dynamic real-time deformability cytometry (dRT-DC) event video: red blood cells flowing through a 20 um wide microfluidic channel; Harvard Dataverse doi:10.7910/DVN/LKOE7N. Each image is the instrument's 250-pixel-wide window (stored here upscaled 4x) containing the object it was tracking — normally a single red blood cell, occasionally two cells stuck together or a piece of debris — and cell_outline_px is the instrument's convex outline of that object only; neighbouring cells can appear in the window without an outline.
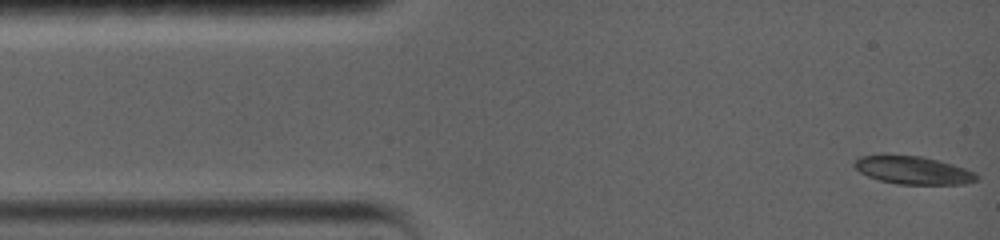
{"species": "common noctule bat (a hibernating species)", "species_latin": "Nyctalus noctula", "temperature_condition": "warm", "stored_images_in_passage": 33, "camera_frame_rate_fps": 5000, "um_per_image_px": 0.085, "animal": {"sex": "female", "body_mass_g": 19.0, "forearm_length_mm": 56.7}, "frame": {"image": 1, "passage_image": 1, "time_ms": 0.0, "image_size_px": [1000, 240], "cell_outline_px": [[980, 176], [976, 180], [964, 184], [896, 184], [880, 180], [868, 176], [860, 172], [852, 164], [860, 156], [920, 156], [952, 164], [964, 168]], "centroid_in_image_um": [77.61, 14.49], "position_along_channel_um": 7.4, "area_um2": 19.42}}
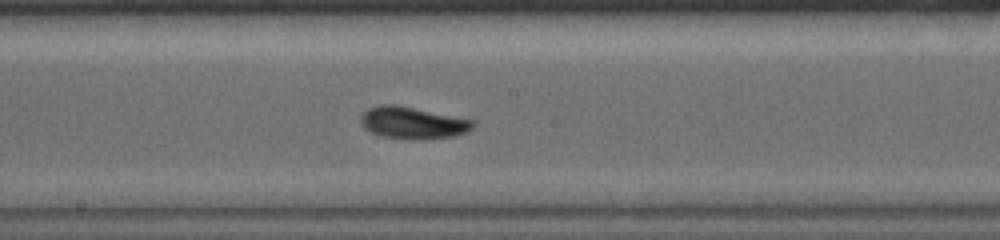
{"frame": {"image": 2, "passage_image": 15, "time_ms": 7.8, "image_size_px": [1000, 240], "cell_outline_px": [[476, 124], [472, 128], [464, 132], [452, 136], [420, 140], [412, 140], [380, 136], [364, 128], [360, 124], [360, 116], [368, 108], [380, 104], [396, 104], [476, 120]], "centroid_in_image_um": [35.06, 10.43], "position_along_channel_um": 213.1, "area_um2": 21.15}}
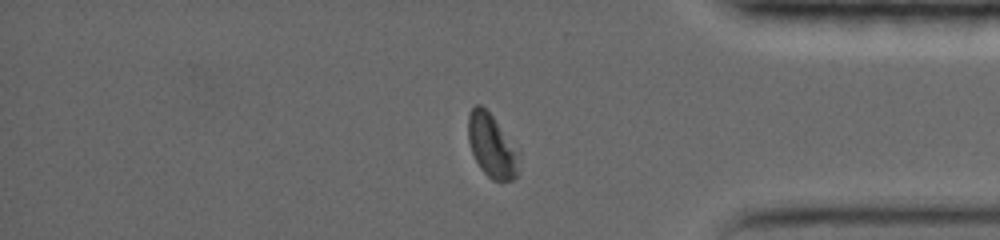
{"frame": {"image": 3, "passage_image": 28, "time_ms": 13.2, "image_size_px": [1000, 240], "cell_outline_px": [[520, 152], [516, 176], [512, 180], [492, 180], [480, 168], [472, 152], [468, 140], [468, 112], [476, 104], [480, 104], [492, 116]], "centroid_in_image_um": [41.79, 12.39], "position_along_channel_um": 393.4, "area_um2": 18.55}, "authors_computed_cell_mechanics": {"area_um2": 19.8832, "velocity_mm_per_s": 3.6115, "shape_relaxation_time_tau1_ms": 3.66, "shape_relaxation_time_tau2_ms": 10.8721, "deformation_change_tau1": 0.1268, "deformation_change_tau2": 0.1694}}